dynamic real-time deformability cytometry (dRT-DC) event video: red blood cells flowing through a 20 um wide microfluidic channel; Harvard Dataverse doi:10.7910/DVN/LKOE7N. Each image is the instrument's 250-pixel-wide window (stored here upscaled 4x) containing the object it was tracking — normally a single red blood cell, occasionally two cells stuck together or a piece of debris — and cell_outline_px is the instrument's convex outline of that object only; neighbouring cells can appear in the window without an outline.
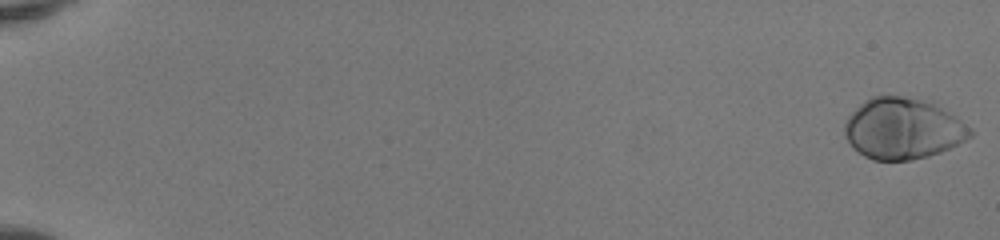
{"species": "human", "species_latin": "Homo sapiens", "temperature_condition": "room temperature", "stored_images_in_passage": 52, "camera_frame_rate_fps": 3000, "um_per_image_px": 0.085, "donor": {"sex": "female"}, "frame": {"image": 1, "passage_image": 1, "time_ms": 0.0, "image_size_px": [1000, 240], "cell_outline_px": [[972, 136], [940, 152], [928, 156], [908, 160], [872, 160], [864, 156], [852, 148], [844, 136], [844, 120], [860, 104], [872, 96], [904, 96], [932, 100], [972, 128]], "centroid_in_image_um": [76.72, 10.92], "position_along_channel_um": 8.3, "area_um2": 45.03}}
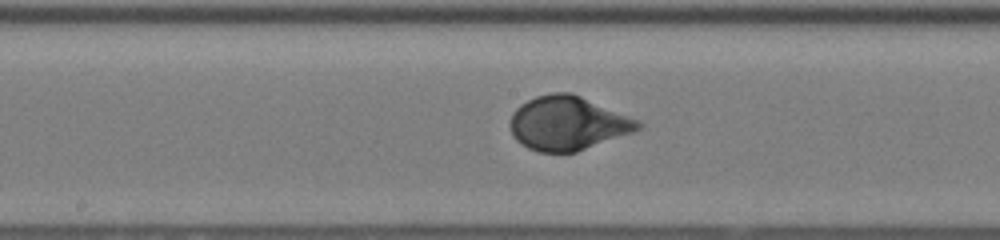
{"frame": {"image": 2, "passage_image": 30, "time_ms": 9.667, "image_size_px": [1000, 240], "cell_outline_px": [[644, 124], [636, 132], [576, 152], [536, 152], [528, 148], [516, 140], [512, 136], [508, 124], [512, 112], [520, 104], [536, 96], [552, 92], [572, 92], [640, 120]], "centroid_in_image_um": [48.26, 10.47], "position_along_channel_um": 199.9, "area_um2": 40.81}}
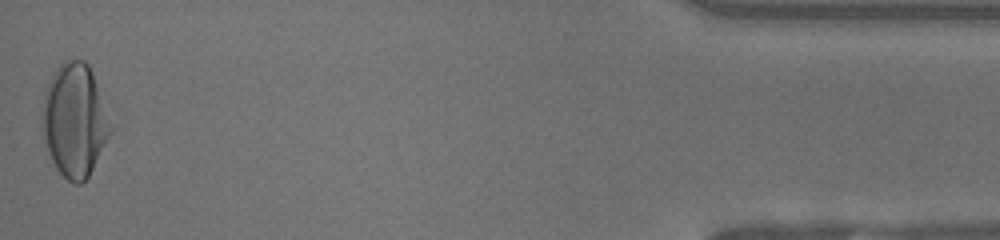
{"frame": {"image": 3, "passage_image": 52, "time_ms": 17.0, "image_size_px": [1000, 240], "cell_outline_px": [[112, 132], [88, 176], [80, 184], [76, 184], [68, 180], [56, 168], [48, 152], [40, 124], [44, 92], [56, 68], [64, 60], [84, 60], [88, 64], [92, 72], [112, 124]], "centroid_in_image_um": [6.33, 10.22], "position_along_channel_um": 428.9, "area_um2": 44.91}, "authors_computed_cell_mechanics": {"area_um2": 40.46, "velocity_mm_per_s": 4.1079, "shape_relaxation_time_tau1_ms": 2.7483, "shape_relaxation_time_tau2_ms": null, "deformation_change_tau1": 0.1873, "deformation_change_tau2": null}}